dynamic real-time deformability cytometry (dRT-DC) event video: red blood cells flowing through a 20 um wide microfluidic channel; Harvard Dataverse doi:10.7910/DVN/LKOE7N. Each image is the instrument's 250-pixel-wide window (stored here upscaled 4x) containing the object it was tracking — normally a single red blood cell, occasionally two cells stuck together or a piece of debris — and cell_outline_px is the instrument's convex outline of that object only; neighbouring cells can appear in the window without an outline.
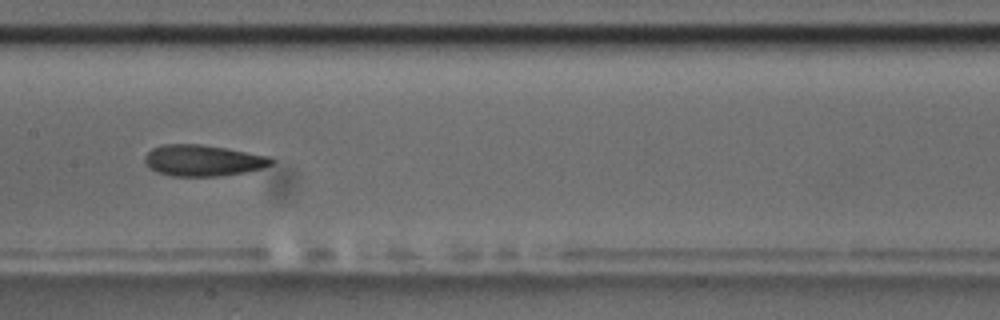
{"species": "common noctule bat (a hibernating species)", "species_latin": "Nyctalus noctula", "temperature_condition": "room temperature", "stored_images_in_passage": 16, "camera_frame_rate_fps": 3000, "um_per_image_px": 0.085, "animal": {"sex": "male", "body_mass_g": 17.5, "forearm_length_mm": 52.3}, "frame": {"image": 1, "passage_image": 7, "time_ms": 8.0, "image_size_px": [1000, 320], "cell_outline_px": [[272, 164], [260, 168], [244, 172], [220, 176], [172, 176], [156, 172], [148, 168], [144, 160], [144, 156], [152, 148], [164, 144], [200, 144], [224, 148], [268, 156], [272, 160]], "centroid_in_image_um": [17.17, 13.64], "position_along_channel_um": 190.2, "area_um2": 22.83}, "authors_computed_cell_mechanics": {"area_um2": 23.1489, "velocity_mm_per_s": 3.5848, "shape_relaxation_time_tau1_ms": 4.6824, "shape_relaxation_time_tau2_ms": 2.1736, "deformation_change_tau1": 0.1279, "deformation_change_tau2": 0.0813}}